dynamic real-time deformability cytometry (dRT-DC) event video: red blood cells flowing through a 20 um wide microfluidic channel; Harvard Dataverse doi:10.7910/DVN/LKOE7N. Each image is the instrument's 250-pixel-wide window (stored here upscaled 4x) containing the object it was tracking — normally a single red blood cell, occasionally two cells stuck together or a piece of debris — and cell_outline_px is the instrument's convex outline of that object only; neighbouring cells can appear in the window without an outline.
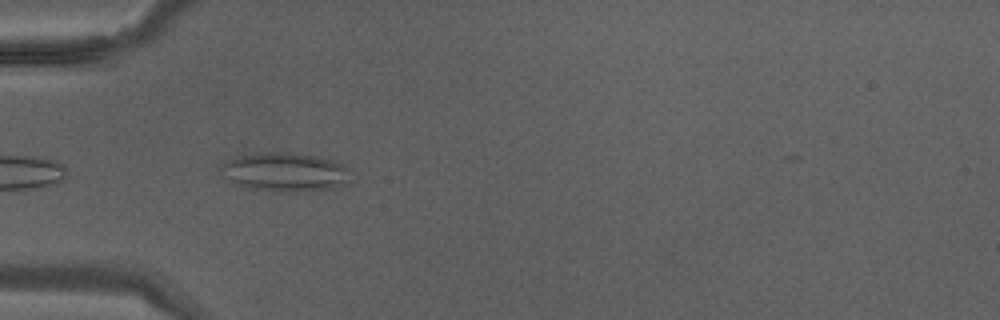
{"species": "Egyptian fruit bat (a non-hibernating species)", "species_latin": "Rousettus aegyptiacus", "temperature_condition": "warm", "stored_images_in_passage": 3, "camera_frame_rate_fps": 3000, "um_per_image_px": 0.085, "animal": {"sex": "male"}, "frame": {"image": 1, "passage_image": 1, "time_ms": 0.0, "image_size_px": [1000, 320], "cell_outline_px": [[348, 180], [344, 184], [336, 188], [304, 192], [276, 192], [252, 188], [240, 184], [232, 180], [220, 168], [224, 164], [236, 156], [264, 152], [288, 152], [316, 156], [336, 160], [344, 164]], "centroid_in_image_um": [24.3, 14.62], "position_along_channel_um": 60.7, "area_um2": 28.96}}